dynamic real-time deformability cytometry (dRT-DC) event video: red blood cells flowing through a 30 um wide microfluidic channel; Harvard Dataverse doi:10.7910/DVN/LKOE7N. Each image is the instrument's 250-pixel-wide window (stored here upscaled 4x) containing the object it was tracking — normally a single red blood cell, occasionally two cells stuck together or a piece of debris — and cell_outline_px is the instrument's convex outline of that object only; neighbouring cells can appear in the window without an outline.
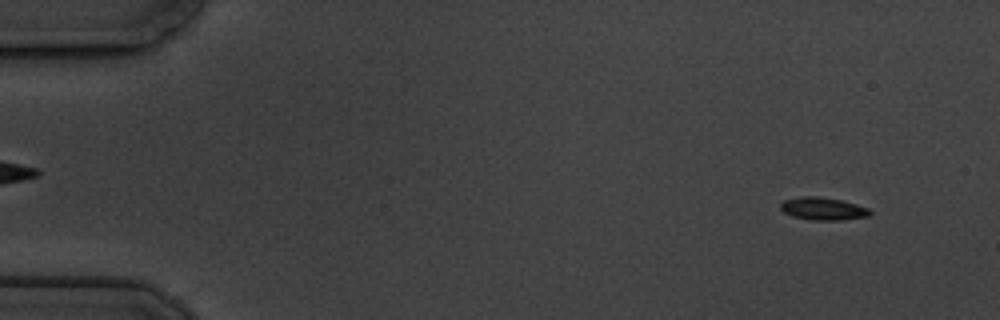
{"species": "common noctule bat (a hibernating species)", "species_latin": "Nyctalus noctula", "temperature_condition": "cold", "stored_images_in_passage": 6, "camera_frame_rate_fps": 3000, "um_per_image_px": 0.085, "animal": {"sex": "male", "body_mass_g": 19.5, "forearm_length_mm": 54.6}, "frame": {"image": 1, "passage_image": 1, "time_ms": 0.0, "image_size_px": [1000, 320], "cell_outline_px": [[872, 212], [868, 216], [840, 220], [812, 220], [792, 216], [784, 212], [780, 208], [780, 204], [784, 200], [800, 196], [816, 196], [840, 200], [856, 204], [868, 208]], "centroid_in_image_um": [69.93, 17.74], "position_along_channel_um": 15.1, "area_um2": 11.73}}
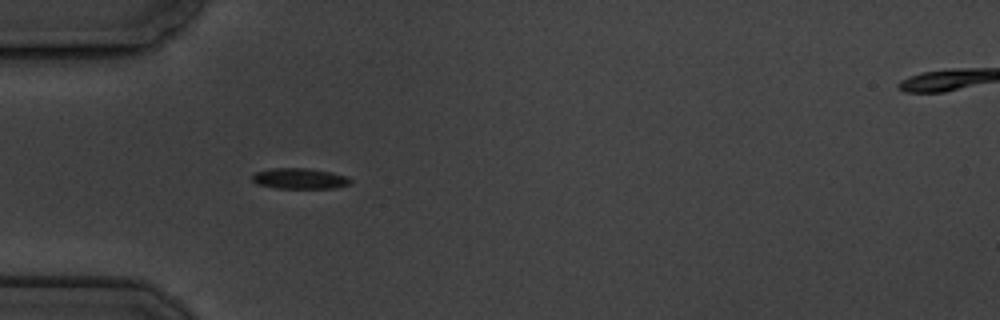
{"frame": {"image": 2, "passage_image": 5, "time_ms": 4.333, "image_size_px": [1000, 320], "cell_outline_px": [[352, 180], [348, 184], [332, 188], [276, 188], [256, 184], [252, 180], [252, 176], [256, 172], [272, 168], [308, 168], [332, 172], [348, 176]], "centroid_in_image_um": [25.46, 15.17], "position_along_channel_um": 59.5, "area_um2": 11.85}}